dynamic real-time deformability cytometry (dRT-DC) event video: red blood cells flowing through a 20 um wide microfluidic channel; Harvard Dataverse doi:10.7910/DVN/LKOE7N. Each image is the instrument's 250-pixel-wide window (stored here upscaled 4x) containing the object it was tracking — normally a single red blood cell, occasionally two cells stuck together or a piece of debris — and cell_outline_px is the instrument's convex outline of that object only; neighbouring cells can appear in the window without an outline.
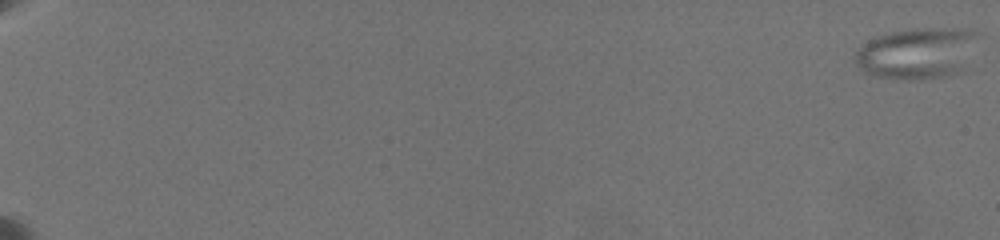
{"species": "common noctule bat (a hibernating species)", "species_latin": "Nyctalus noctula", "temperature_condition": "warm", "stored_images_in_passage": 51, "camera_frame_rate_fps": 3000, "um_per_image_px": 0.085, "animal": {"sex": "female", "body_mass_g": 19.5, "forearm_length_mm": 54.1}, "frame": {"image": 1, "passage_image": 1, "time_ms": 0.0, "image_size_px": [1000, 240], "cell_outline_px": [[980, 36], [964, 72], [948, 76], [920, 80], [900, 80], [872, 76], [864, 72], [856, 64], [852, 56], [868, 40], [876, 36], [888, 32], [916, 28], [976, 28], [980, 32]], "centroid_in_image_um": [78.03, 4.53], "position_along_channel_um": 7.0, "area_um2": 38.09}}
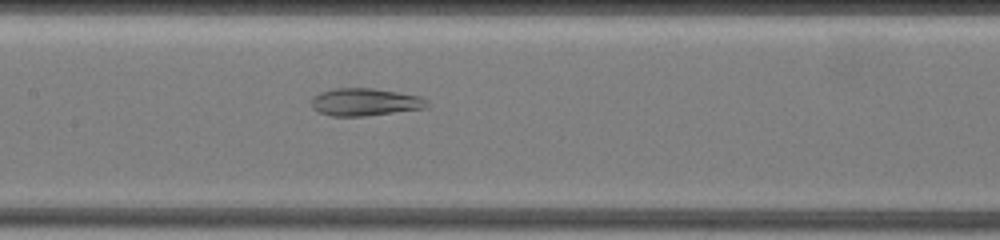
{"frame": {"image": 2, "passage_image": 36, "time_ms": 12.0, "image_size_px": [1000, 240], "cell_outline_px": [[432, 104], [428, 108], [364, 116], [332, 116], [320, 112], [312, 108], [312, 96], [320, 92], [332, 88], [372, 88], [420, 96], [428, 100]], "centroid_in_image_um": [31.06, 8.67], "position_along_channel_um": 176.3, "area_um2": 18.73}}
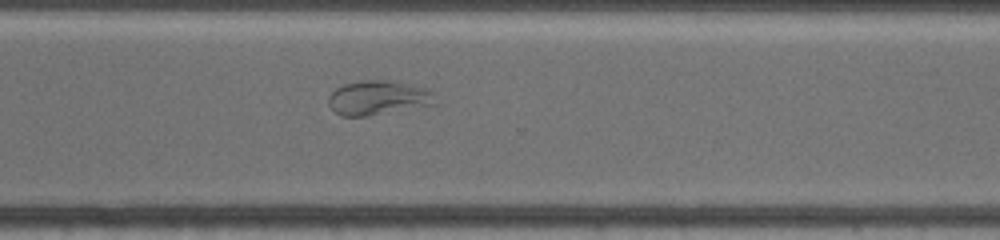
{"frame": {"image": 3, "passage_image": 50, "time_ms": 16.667, "image_size_px": [1000, 240], "cell_outline_px": [[440, 104], [364, 116], [340, 116], [328, 104], [328, 96], [336, 88], [344, 84], [364, 80], [392, 80], [432, 88], [436, 92]], "centroid_in_image_um": [32.27, 8.29], "position_along_channel_um": 338.3, "area_um2": 22.02}}